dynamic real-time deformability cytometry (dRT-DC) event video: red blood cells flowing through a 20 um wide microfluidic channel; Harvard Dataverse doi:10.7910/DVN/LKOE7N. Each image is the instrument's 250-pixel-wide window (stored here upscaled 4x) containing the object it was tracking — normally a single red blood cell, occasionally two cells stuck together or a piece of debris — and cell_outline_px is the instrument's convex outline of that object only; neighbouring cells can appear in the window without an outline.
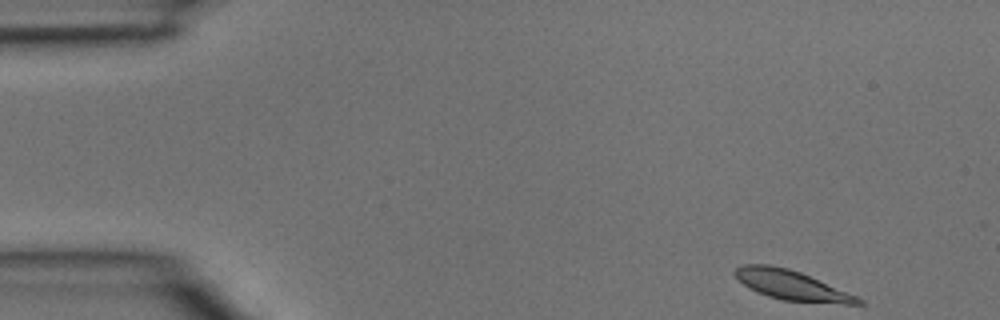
{"species": "common noctule bat (a hibernating species)", "species_latin": "Nyctalus noctula", "temperature_condition": "room temperature", "stored_images_in_passage": 3, "camera_frame_rate_fps": 3000, "um_per_image_px": 0.085, "animal": {"sex": "male", "body_mass_g": 15.6}, "frame": {"image": 1, "passage_image": 1, "time_ms": 0.0, "image_size_px": [1000, 320], "cell_outline_px": [[868, 304], [844, 304], [784, 300], [768, 296], [756, 292], [744, 284], [732, 272], [740, 264], [768, 264], [788, 268], [800, 272], [856, 296], [864, 300]], "centroid_in_image_um": [67.27, 24.24], "position_along_channel_um": 17.7, "area_um2": 21.04}}
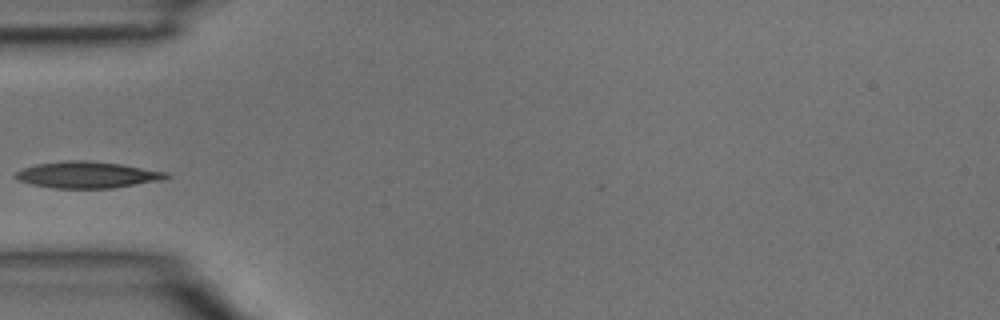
{"frame": {"image": 2, "passage_image": 3, "time_ms": 0.667, "image_size_px": [1000, 320], "cell_outline_px": [[172, 176], [164, 180], [112, 188], [52, 188], [20, 180], [12, 176], [16, 172], [24, 168], [36, 164], [64, 160], [88, 160], [120, 164], [168, 172]], "centroid_in_image_um": [7.47, 14.85], "position_along_channel_um": 77.5, "area_um2": 23.24}}